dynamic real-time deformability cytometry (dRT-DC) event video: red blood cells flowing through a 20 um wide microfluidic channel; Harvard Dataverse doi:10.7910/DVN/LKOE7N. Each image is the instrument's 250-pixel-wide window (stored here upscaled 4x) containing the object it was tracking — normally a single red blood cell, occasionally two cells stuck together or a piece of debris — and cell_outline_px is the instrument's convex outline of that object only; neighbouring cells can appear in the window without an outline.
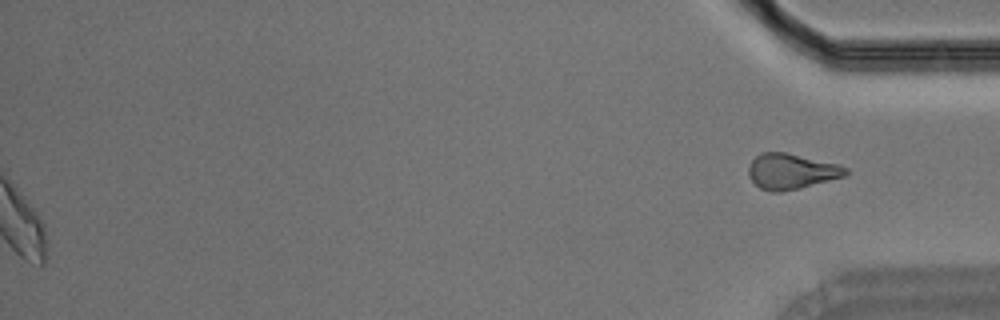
{"species": "Egyptian fruit bat (a non-hibernating species)", "species_latin": "Rousettus aegyptiacus", "temperature_condition": "room temperature", "stored_images_in_passage": 42, "segment_of_instrument_passage": [2, 2], "camera_frame_rate_fps": 3000, "um_per_image_px": 0.085, "animal": {"sex": "male"}, "frame": {"image": 1, "passage_image": 42, "time_ms": 13.667, "image_size_px": [1000, 320], "cell_outline_px": [[848, 172], [844, 176], [800, 188], [780, 192], [772, 192], [760, 188], [748, 176], [748, 168], [752, 160], [760, 152], [784, 152], [840, 164], [848, 168]], "centroid_in_image_um": [67.25, 14.56], "position_along_channel_um": 367.9, "area_um2": 20.06}}